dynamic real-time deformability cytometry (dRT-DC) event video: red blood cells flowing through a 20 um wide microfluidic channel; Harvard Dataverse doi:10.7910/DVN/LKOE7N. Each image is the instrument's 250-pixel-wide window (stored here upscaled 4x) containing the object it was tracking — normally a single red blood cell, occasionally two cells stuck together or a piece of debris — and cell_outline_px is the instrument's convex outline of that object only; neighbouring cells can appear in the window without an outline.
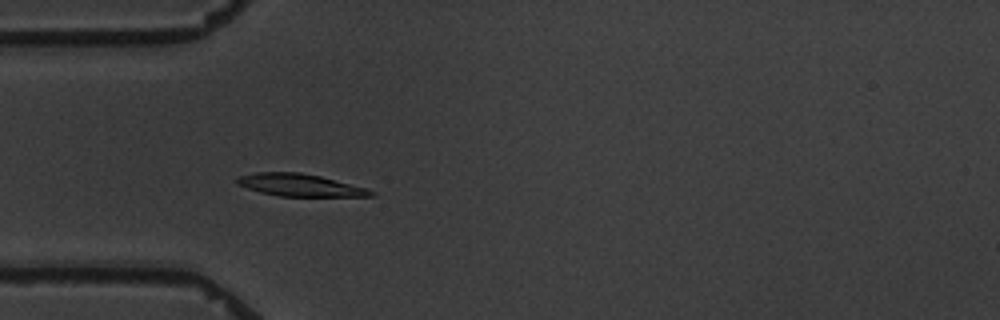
{"species": "common noctule bat (a hibernating species)", "species_latin": "Nyctalus noctula", "temperature_condition": "warm", "stored_images_in_passage": 5, "camera_frame_rate_fps": 3000, "um_per_image_px": 0.085, "animal": {"sex": "male", "body_mass_g": 19.5, "forearm_length_mm": 54.6}, "frame": {"image": 1, "passage_image": 5, "time_ms": 4.667, "image_size_px": [1000, 320], "cell_outline_px": [[376, 196], [280, 196], [260, 192], [236, 184], [236, 180], [240, 176], [256, 172], [300, 172], [320, 176], [364, 188], [376, 192]], "centroid_in_image_um": [25.46, 15.73], "position_along_channel_um": 59.5, "area_um2": 17.17}}